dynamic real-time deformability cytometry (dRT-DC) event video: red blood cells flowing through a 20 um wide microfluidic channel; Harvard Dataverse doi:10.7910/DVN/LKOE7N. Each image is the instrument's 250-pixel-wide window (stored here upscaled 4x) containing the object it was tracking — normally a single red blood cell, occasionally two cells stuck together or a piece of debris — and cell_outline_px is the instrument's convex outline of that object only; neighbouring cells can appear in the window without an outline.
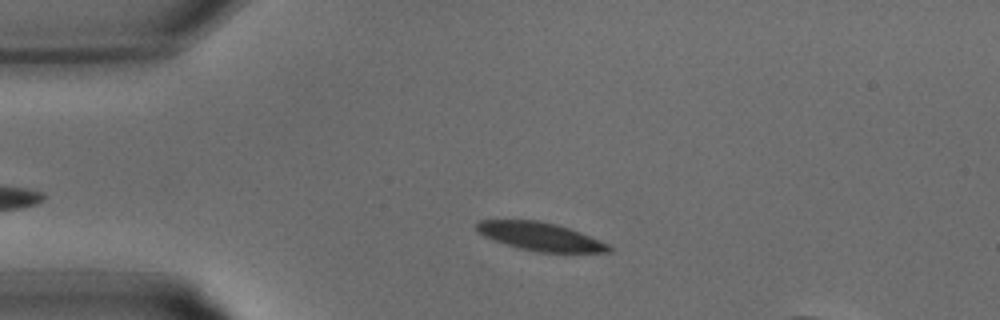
{"species": "common noctule bat (a hibernating species)", "species_latin": "Nyctalus noctula", "temperature_condition": "warm", "stored_images_in_passage": 25, "camera_frame_rate_fps": 3000, "um_per_image_px": 0.085, "animal": {"sex": "male", "body_mass_g": 15.6}, "frame": {"image": 1, "passage_image": 1, "time_ms": 0.0, "image_size_px": [1000, 320], "cell_outline_px": [[612, 252], [540, 252], [520, 248], [492, 240], [476, 232], [476, 224], [480, 220], [536, 220], [556, 224], [580, 232], [608, 244], [612, 248]], "centroid_in_image_um": [45.89, 20.1], "position_along_channel_um": 39.1, "area_um2": 21.56}}
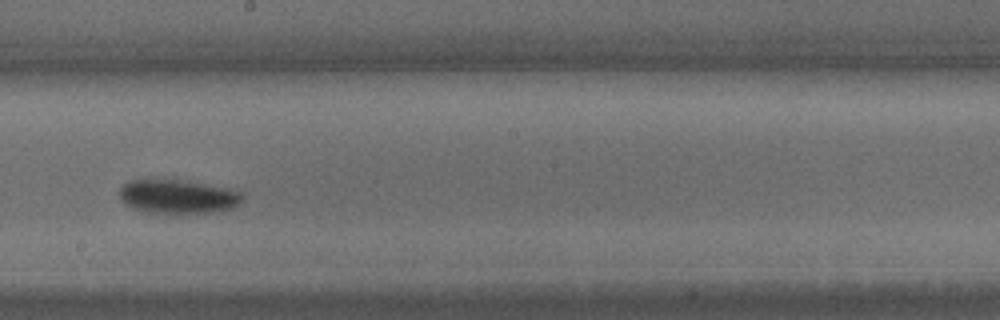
{"frame": {"image": 2, "passage_image": 12, "time_ms": 3.667, "image_size_px": [1000, 320], "cell_outline_px": [[244, 200], [232, 208], [220, 212], [148, 212], [136, 208], [128, 204], [120, 196], [120, 188], [128, 180], [188, 180], [228, 188], [240, 192], [244, 196]], "centroid_in_image_um": [15.2, 16.69], "position_along_channel_um": 233.0, "area_um2": 23.93}}
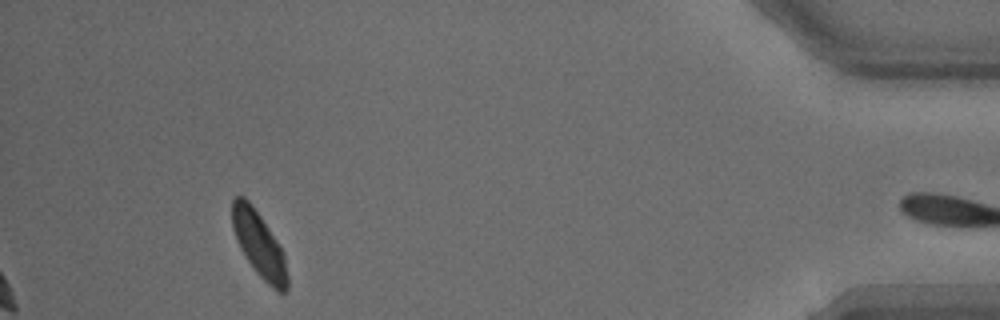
{"frame": {"image": 3, "passage_image": 24, "time_ms": 7.667, "image_size_px": [1000, 320], "cell_outline_px": [[288, 292], [284, 296], [276, 292], [256, 272], [240, 248], [236, 240], [232, 228], [232, 200], [236, 196], [244, 196], [252, 204], [280, 244], [284, 252], [288, 276]], "centroid_in_image_um": [22.06, 20.82], "position_along_channel_um": 413.1, "area_um2": 21.39}}